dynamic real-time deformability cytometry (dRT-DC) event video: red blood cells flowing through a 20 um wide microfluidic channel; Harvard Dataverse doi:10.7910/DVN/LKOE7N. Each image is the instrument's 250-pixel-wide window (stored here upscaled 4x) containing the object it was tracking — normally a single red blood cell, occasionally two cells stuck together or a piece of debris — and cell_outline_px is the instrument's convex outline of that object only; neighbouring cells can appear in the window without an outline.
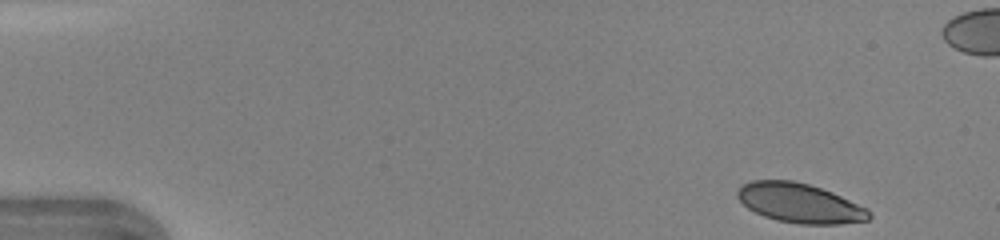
{"species": "human", "species_latin": "Homo sapiens", "temperature_condition": "warm", "stored_images_in_passage": 44, "camera_frame_rate_fps": 3000, "um_per_image_px": 0.085, "donor": {"sex": "female"}, "frame": {"image": 1, "passage_image": 1, "time_ms": 0.0, "image_size_px": [1000, 240], "cell_outline_px": [[872, 216], [868, 220], [840, 224], [800, 224], [776, 220], [764, 216], [748, 208], [736, 196], [736, 192], [744, 184], [752, 180], [792, 180], [808, 184], [832, 192], [868, 208], [872, 212]], "centroid_in_image_um": [68.01, 17.27], "position_along_channel_um": 17.0, "area_um2": 30.23}}
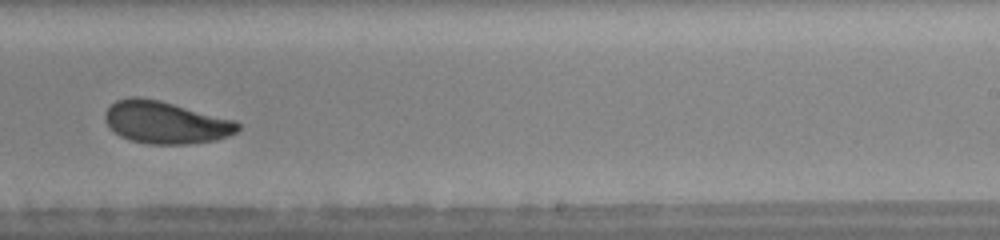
{"frame": {"image": 2, "passage_image": 27, "time_ms": 8.667, "image_size_px": [1000, 240], "cell_outline_px": [[240, 128], [236, 132], [228, 136], [216, 140], [188, 144], [148, 144], [132, 140], [120, 136], [104, 120], [104, 112], [116, 100], [132, 96], [136, 96], [160, 100], [236, 120], [240, 124]], "centroid_in_image_um": [14.1, 10.4], "position_along_channel_um": 274.9, "area_um2": 32.77}}
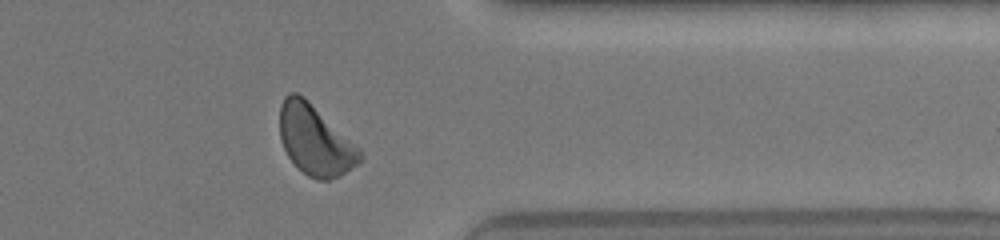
{"frame": {"image": 3, "passage_image": 35, "time_ms": 11.333, "image_size_px": [1000, 240], "cell_outline_px": [[364, 152], [360, 164], [340, 176], [328, 180], [316, 180], [308, 176], [288, 156], [280, 140], [280, 104], [284, 96], [288, 92], [296, 92], [304, 96], [360, 148]], "centroid_in_image_um": [26.81, 11.91], "position_along_channel_um": 384.6, "area_um2": 32.95}, "authors_computed_cell_mechanics": {"area_um2": 32.1946, "velocity_mm_per_s": 4.3587, "shape_relaxation_time_tau1_ms": 4.0541, "shape_relaxation_time_tau2_ms": 1.0051, "deformation_change_tau1": 0.1531, "deformation_change_tau2": 0.0598}}